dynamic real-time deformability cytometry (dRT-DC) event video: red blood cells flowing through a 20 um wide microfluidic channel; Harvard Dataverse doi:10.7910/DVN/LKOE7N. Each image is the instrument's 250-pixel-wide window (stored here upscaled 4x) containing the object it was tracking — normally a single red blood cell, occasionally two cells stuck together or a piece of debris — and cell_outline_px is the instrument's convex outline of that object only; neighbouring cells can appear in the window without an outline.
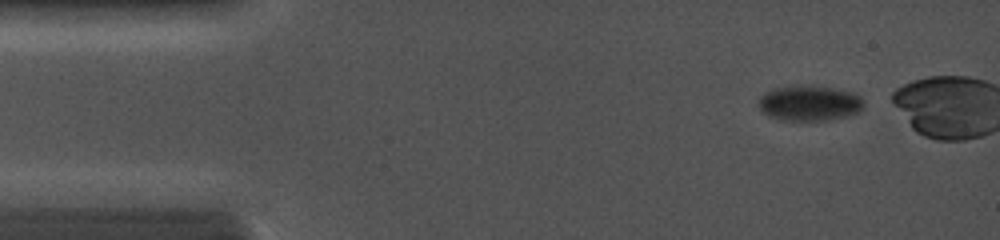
{"species": "common noctule bat (a hibernating species)", "species_latin": "Nyctalus noctula", "temperature_condition": "cold", "stored_images_in_passage": 45, "camera_frame_rate_fps": 5000, "um_per_image_px": 0.085, "animal": {"sex": "female", "body_mass_g": 19.0, "forearm_length_mm": 56.7}, "frame": {"image": 1, "passage_image": 4, "time_ms": 0.4, "image_size_px": [1000, 240], "cell_outline_px": [[864, 108], [848, 116], [828, 120], [780, 120], [768, 116], [760, 108], [760, 96], [764, 92], [776, 88], [832, 88], [852, 92], [860, 96], [864, 100]], "centroid_in_image_um": [68.84, 8.81], "position_along_channel_um": 16.2, "area_um2": 20.92}}
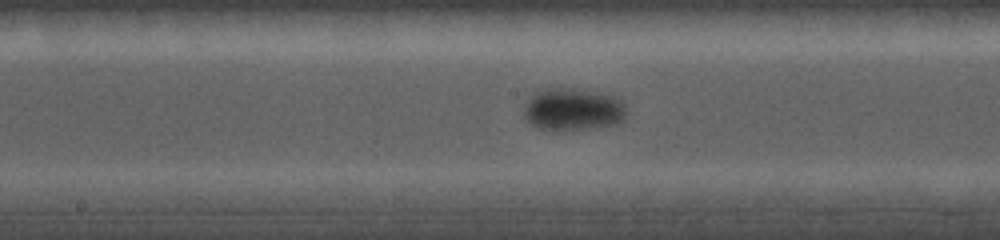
{"frame": {"image": 2, "passage_image": 32, "time_ms": 6.8, "image_size_px": [1000, 240], "cell_outline_px": [[624, 120], [616, 124], [588, 128], [540, 128], [528, 124], [524, 116], [524, 104], [528, 96], [544, 88], [584, 88], [604, 92], [620, 96], [624, 104]], "centroid_in_image_um": [48.7, 9.23], "position_along_channel_um": 199.5, "area_um2": 25.61}}
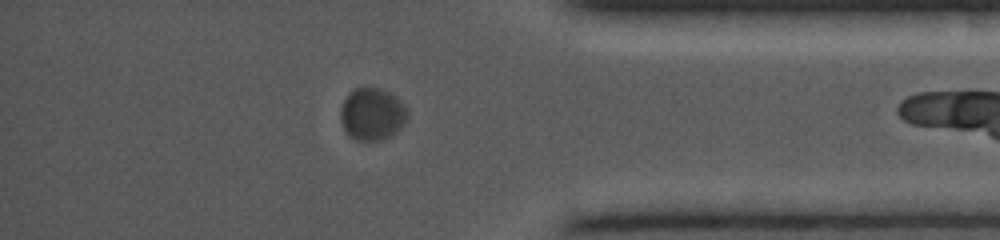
{"frame": {"image": 3, "passage_image": 43, "time_ms": 11.8, "image_size_px": [1000, 240], "cell_outline_px": [[408, 116], [404, 124], [392, 136], [380, 140], [356, 140], [348, 136], [340, 120], [340, 108], [348, 92], [352, 88], [380, 88], [396, 96], [404, 104], [408, 112]], "centroid_in_image_um": [31.62, 9.69], "position_along_channel_um": 403.6, "area_um2": 20.63}}